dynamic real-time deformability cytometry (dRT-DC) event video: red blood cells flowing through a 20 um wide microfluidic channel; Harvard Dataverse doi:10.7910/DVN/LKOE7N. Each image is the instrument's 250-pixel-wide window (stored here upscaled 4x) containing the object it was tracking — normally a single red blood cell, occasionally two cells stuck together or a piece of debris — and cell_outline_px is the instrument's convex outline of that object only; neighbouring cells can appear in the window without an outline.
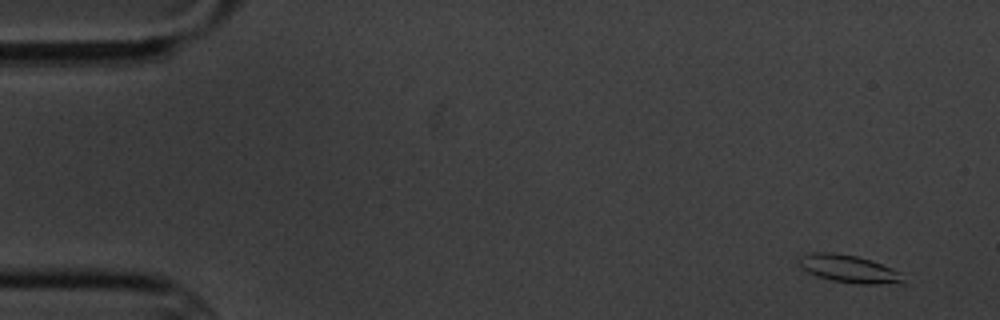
{"species": "common noctule bat (a hibernating species)", "species_latin": "Nyctalus noctula", "temperature_condition": "cold", "stored_images_in_passage": 6, "camera_frame_rate_fps": 3000, "um_per_image_px": 0.085, "animal": {"sex": "male", "body_mass_g": 20.1, "forearm_length_mm": 53.5}, "frame": {"image": 1, "passage_image": 1, "time_ms": 0.0, "image_size_px": [1000, 320], "cell_outline_px": [[904, 284], [856, 284], [832, 280], [816, 276], [808, 272], [800, 264], [800, 256], [812, 252], [832, 252], [856, 256], [872, 260], [892, 268], [900, 272], [904, 280]], "centroid_in_image_um": [72.21, 22.86], "position_along_channel_um": 12.8, "area_um2": 16.82}}
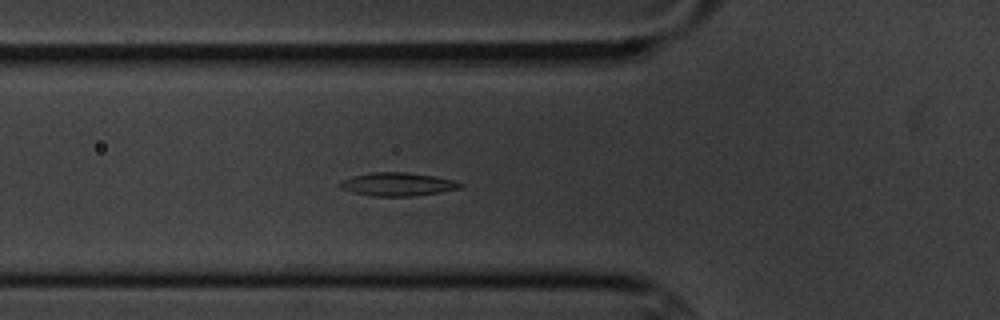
{"frame": {"image": 2, "passage_image": 6, "time_ms": 5.667, "image_size_px": [1000, 320], "cell_outline_px": [[464, 188], [440, 192], [412, 196], [372, 196], [340, 188], [336, 184], [340, 180], [352, 176], [372, 172], [408, 172], [436, 176], [456, 180], [464, 184]], "centroid_in_image_um": [33.83, 15.65], "position_along_channel_um": 92.0, "area_um2": 16.59}}